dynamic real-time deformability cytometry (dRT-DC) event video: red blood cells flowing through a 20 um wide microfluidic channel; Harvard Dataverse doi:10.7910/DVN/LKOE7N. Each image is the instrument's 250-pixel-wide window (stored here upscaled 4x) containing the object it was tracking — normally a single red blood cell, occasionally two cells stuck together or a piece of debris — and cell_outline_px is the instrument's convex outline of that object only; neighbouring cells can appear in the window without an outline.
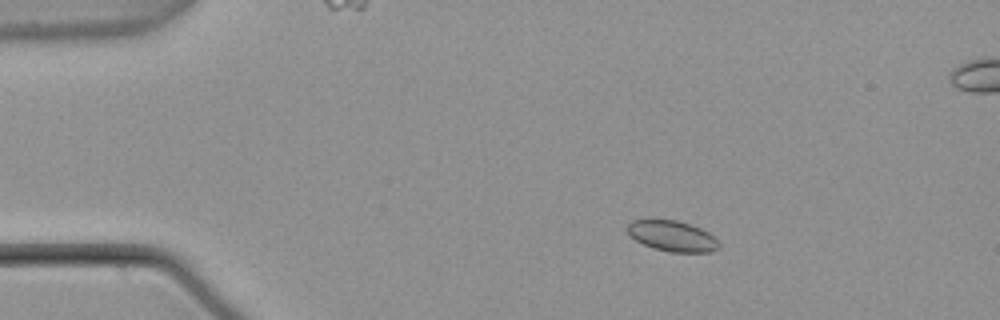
{"species": "common noctule bat (a hibernating species)", "species_latin": "Nyctalus noctula", "temperature_condition": "warm", "stored_images_in_passage": 57, "camera_frame_rate_fps": 3000, "um_per_image_px": 0.085, "animal": {"sex": "male", "body_mass_g": 21.5, "forearm_length_mm": 52.0}, "frame": {"image": 1, "passage_image": 11, "time_ms": 3.333, "image_size_px": [1000, 320], "cell_outline_px": [[720, 248], [712, 252], [668, 252], [652, 248], [628, 236], [628, 224], [632, 220], [676, 220], [700, 228], [708, 232], [720, 244]], "centroid_in_image_um": [57.14, 20.08], "position_along_channel_um": 27.9, "area_um2": 16.3}}
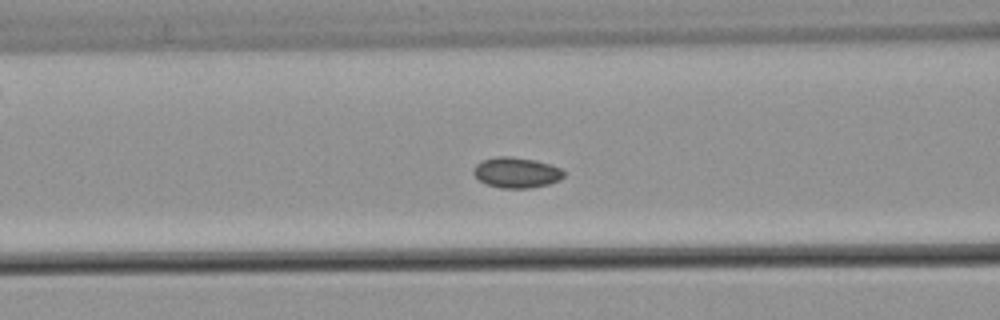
{"frame": {"image": 2, "passage_image": 24, "time_ms": 7.667, "image_size_px": [1000, 320], "cell_outline_px": [[564, 176], [560, 180], [548, 184], [528, 188], [500, 188], [484, 184], [472, 172], [472, 168], [476, 164], [484, 160], [496, 156], [508, 156], [536, 160], [560, 168], [564, 172]], "centroid_in_image_um": [43.87, 14.67], "position_along_channel_um": 122.7, "area_um2": 16.07}}
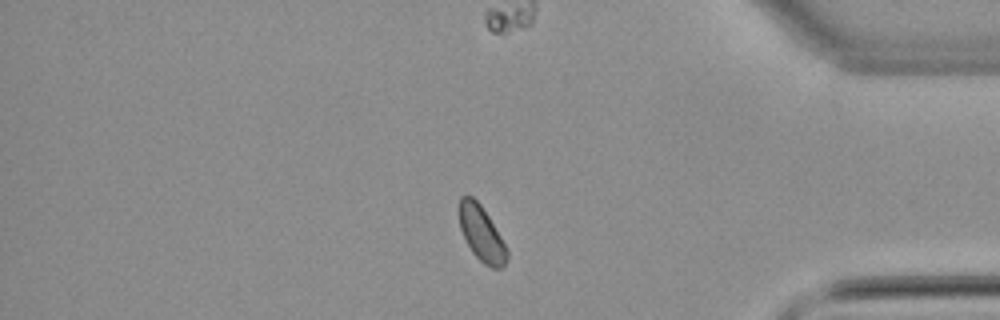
{"frame": {"image": 3, "passage_image": 48, "time_ms": 15.667, "image_size_px": [1000, 320], "cell_outline_px": [[508, 256], [504, 264], [500, 268], [492, 268], [484, 264], [472, 252], [460, 228], [460, 196], [472, 196], [480, 204], [488, 216], [508, 248]], "centroid_in_image_um": [40.95, 19.87], "position_along_channel_um": 394.3, "area_um2": 15.03}}